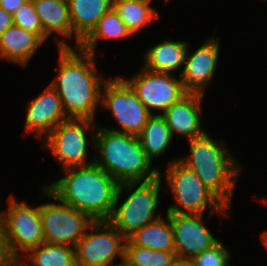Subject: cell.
<instances>
[{
	"mask_svg": "<svg viewBox=\"0 0 267 266\" xmlns=\"http://www.w3.org/2000/svg\"><path fill=\"white\" fill-rule=\"evenodd\" d=\"M65 176L44 185L57 199L89 215L107 221L113 211L119 183L95 163L64 169Z\"/></svg>",
	"mask_w": 267,
	"mask_h": 266,
	"instance_id": "2",
	"label": "cell"
},
{
	"mask_svg": "<svg viewBox=\"0 0 267 266\" xmlns=\"http://www.w3.org/2000/svg\"><path fill=\"white\" fill-rule=\"evenodd\" d=\"M92 124H94L93 120L67 119L59 123L44 139L45 148L47 147L55 156L63 170L94 163V161H87V149L90 142L94 146L95 135L93 134L91 141H88L85 133Z\"/></svg>",
	"mask_w": 267,
	"mask_h": 266,
	"instance_id": "10",
	"label": "cell"
},
{
	"mask_svg": "<svg viewBox=\"0 0 267 266\" xmlns=\"http://www.w3.org/2000/svg\"><path fill=\"white\" fill-rule=\"evenodd\" d=\"M59 73L50 85L57 91L67 119L93 120L106 82L96 73L95 55L59 40Z\"/></svg>",
	"mask_w": 267,
	"mask_h": 266,
	"instance_id": "1",
	"label": "cell"
},
{
	"mask_svg": "<svg viewBox=\"0 0 267 266\" xmlns=\"http://www.w3.org/2000/svg\"><path fill=\"white\" fill-rule=\"evenodd\" d=\"M219 37L207 39L194 53L187 49L180 79L187 93L204 95L205 87L212 80L218 64Z\"/></svg>",
	"mask_w": 267,
	"mask_h": 266,
	"instance_id": "14",
	"label": "cell"
},
{
	"mask_svg": "<svg viewBox=\"0 0 267 266\" xmlns=\"http://www.w3.org/2000/svg\"><path fill=\"white\" fill-rule=\"evenodd\" d=\"M44 33L51 37L58 33L65 38L73 37L67 0H31Z\"/></svg>",
	"mask_w": 267,
	"mask_h": 266,
	"instance_id": "20",
	"label": "cell"
},
{
	"mask_svg": "<svg viewBox=\"0 0 267 266\" xmlns=\"http://www.w3.org/2000/svg\"><path fill=\"white\" fill-rule=\"evenodd\" d=\"M95 143L98 157L94 163L104 169L119 184L124 182H146L159 176L157 167L146 156L138 136L115 132L94 126Z\"/></svg>",
	"mask_w": 267,
	"mask_h": 266,
	"instance_id": "3",
	"label": "cell"
},
{
	"mask_svg": "<svg viewBox=\"0 0 267 266\" xmlns=\"http://www.w3.org/2000/svg\"><path fill=\"white\" fill-rule=\"evenodd\" d=\"M77 243V266H117L124 262L126 238L108 221H94ZM124 242V243H123ZM117 255L122 259L115 263Z\"/></svg>",
	"mask_w": 267,
	"mask_h": 266,
	"instance_id": "11",
	"label": "cell"
},
{
	"mask_svg": "<svg viewBox=\"0 0 267 266\" xmlns=\"http://www.w3.org/2000/svg\"><path fill=\"white\" fill-rule=\"evenodd\" d=\"M221 142L218 143L206 132L189 140L190 154L178 160L192 170L208 189L231 208L241 165L232 153H228L224 141Z\"/></svg>",
	"mask_w": 267,
	"mask_h": 266,
	"instance_id": "4",
	"label": "cell"
},
{
	"mask_svg": "<svg viewBox=\"0 0 267 266\" xmlns=\"http://www.w3.org/2000/svg\"><path fill=\"white\" fill-rule=\"evenodd\" d=\"M7 205L2 220L7 247L11 256L19 261L23 254L44 243L40 205L32 207L26 202L17 201L12 194Z\"/></svg>",
	"mask_w": 267,
	"mask_h": 266,
	"instance_id": "8",
	"label": "cell"
},
{
	"mask_svg": "<svg viewBox=\"0 0 267 266\" xmlns=\"http://www.w3.org/2000/svg\"><path fill=\"white\" fill-rule=\"evenodd\" d=\"M14 25L13 14L0 8V36L8 28Z\"/></svg>",
	"mask_w": 267,
	"mask_h": 266,
	"instance_id": "31",
	"label": "cell"
},
{
	"mask_svg": "<svg viewBox=\"0 0 267 266\" xmlns=\"http://www.w3.org/2000/svg\"><path fill=\"white\" fill-rule=\"evenodd\" d=\"M16 260L11 256L7 247L5 228L0 222V266H11Z\"/></svg>",
	"mask_w": 267,
	"mask_h": 266,
	"instance_id": "29",
	"label": "cell"
},
{
	"mask_svg": "<svg viewBox=\"0 0 267 266\" xmlns=\"http://www.w3.org/2000/svg\"><path fill=\"white\" fill-rule=\"evenodd\" d=\"M117 266H127V265L125 263H121V264H119Z\"/></svg>",
	"mask_w": 267,
	"mask_h": 266,
	"instance_id": "36",
	"label": "cell"
},
{
	"mask_svg": "<svg viewBox=\"0 0 267 266\" xmlns=\"http://www.w3.org/2000/svg\"><path fill=\"white\" fill-rule=\"evenodd\" d=\"M138 1L152 2V0H138Z\"/></svg>",
	"mask_w": 267,
	"mask_h": 266,
	"instance_id": "37",
	"label": "cell"
},
{
	"mask_svg": "<svg viewBox=\"0 0 267 266\" xmlns=\"http://www.w3.org/2000/svg\"><path fill=\"white\" fill-rule=\"evenodd\" d=\"M261 240L265 248L267 249V231L261 234Z\"/></svg>",
	"mask_w": 267,
	"mask_h": 266,
	"instance_id": "33",
	"label": "cell"
},
{
	"mask_svg": "<svg viewBox=\"0 0 267 266\" xmlns=\"http://www.w3.org/2000/svg\"><path fill=\"white\" fill-rule=\"evenodd\" d=\"M31 263L20 259L22 266H77L76 250L72 246L44 242L29 250L23 257ZM24 261V262H23Z\"/></svg>",
	"mask_w": 267,
	"mask_h": 266,
	"instance_id": "23",
	"label": "cell"
},
{
	"mask_svg": "<svg viewBox=\"0 0 267 266\" xmlns=\"http://www.w3.org/2000/svg\"><path fill=\"white\" fill-rule=\"evenodd\" d=\"M101 90V105L111 110L120 129L106 128L111 131L138 136L152 115L131 86L123 79L116 77L107 80ZM104 93V94H103Z\"/></svg>",
	"mask_w": 267,
	"mask_h": 266,
	"instance_id": "9",
	"label": "cell"
},
{
	"mask_svg": "<svg viewBox=\"0 0 267 266\" xmlns=\"http://www.w3.org/2000/svg\"><path fill=\"white\" fill-rule=\"evenodd\" d=\"M11 266H22L19 261H15Z\"/></svg>",
	"mask_w": 267,
	"mask_h": 266,
	"instance_id": "34",
	"label": "cell"
},
{
	"mask_svg": "<svg viewBox=\"0 0 267 266\" xmlns=\"http://www.w3.org/2000/svg\"><path fill=\"white\" fill-rule=\"evenodd\" d=\"M127 240L142 248L175 252L173 230L167 214L165 219L161 217L135 231Z\"/></svg>",
	"mask_w": 267,
	"mask_h": 266,
	"instance_id": "21",
	"label": "cell"
},
{
	"mask_svg": "<svg viewBox=\"0 0 267 266\" xmlns=\"http://www.w3.org/2000/svg\"><path fill=\"white\" fill-rule=\"evenodd\" d=\"M151 2L138 0H113V8L125 23L132 35L158 18L156 9L151 7Z\"/></svg>",
	"mask_w": 267,
	"mask_h": 266,
	"instance_id": "25",
	"label": "cell"
},
{
	"mask_svg": "<svg viewBox=\"0 0 267 266\" xmlns=\"http://www.w3.org/2000/svg\"><path fill=\"white\" fill-rule=\"evenodd\" d=\"M172 138L171 131L160 112L149 117L147 124L138 135L141 147L151 161L165 153Z\"/></svg>",
	"mask_w": 267,
	"mask_h": 266,
	"instance_id": "22",
	"label": "cell"
},
{
	"mask_svg": "<svg viewBox=\"0 0 267 266\" xmlns=\"http://www.w3.org/2000/svg\"><path fill=\"white\" fill-rule=\"evenodd\" d=\"M171 266H194L191 259L178 258L172 262Z\"/></svg>",
	"mask_w": 267,
	"mask_h": 266,
	"instance_id": "32",
	"label": "cell"
},
{
	"mask_svg": "<svg viewBox=\"0 0 267 266\" xmlns=\"http://www.w3.org/2000/svg\"><path fill=\"white\" fill-rule=\"evenodd\" d=\"M3 212L4 211H0V222L3 220Z\"/></svg>",
	"mask_w": 267,
	"mask_h": 266,
	"instance_id": "35",
	"label": "cell"
},
{
	"mask_svg": "<svg viewBox=\"0 0 267 266\" xmlns=\"http://www.w3.org/2000/svg\"><path fill=\"white\" fill-rule=\"evenodd\" d=\"M76 40L75 47L92 31L99 19L113 7V0H67Z\"/></svg>",
	"mask_w": 267,
	"mask_h": 266,
	"instance_id": "18",
	"label": "cell"
},
{
	"mask_svg": "<svg viewBox=\"0 0 267 266\" xmlns=\"http://www.w3.org/2000/svg\"><path fill=\"white\" fill-rule=\"evenodd\" d=\"M187 49L186 41L164 40L148 49L142 67L153 72L172 73L184 65Z\"/></svg>",
	"mask_w": 267,
	"mask_h": 266,
	"instance_id": "19",
	"label": "cell"
},
{
	"mask_svg": "<svg viewBox=\"0 0 267 266\" xmlns=\"http://www.w3.org/2000/svg\"><path fill=\"white\" fill-rule=\"evenodd\" d=\"M28 0H0V8L6 12L14 14Z\"/></svg>",
	"mask_w": 267,
	"mask_h": 266,
	"instance_id": "30",
	"label": "cell"
},
{
	"mask_svg": "<svg viewBox=\"0 0 267 266\" xmlns=\"http://www.w3.org/2000/svg\"><path fill=\"white\" fill-rule=\"evenodd\" d=\"M123 79L151 114V109L162 110L163 114L167 108L187 94L180 77L176 78L171 73L153 72L142 67L139 74L128 80Z\"/></svg>",
	"mask_w": 267,
	"mask_h": 266,
	"instance_id": "12",
	"label": "cell"
},
{
	"mask_svg": "<svg viewBox=\"0 0 267 266\" xmlns=\"http://www.w3.org/2000/svg\"><path fill=\"white\" fill-rule=\"evenodd\" d=\"M67 117L62 108L57 91L49 85L31 102H29L25 120V132L37 134L45 139L53 129ZM46 134H43L45 133ZM46 135V136H45Z\"/></svg>",
	"mask_w": 267,
	"mask_h": 266,
	"instance_id": "15",
	"label": "cell"
},
{
	"mask_svg": "<svg viewBox=\"0 0 267 266\" xmlns=\"http://www.w3.org/2000/svg\"><path fill=\"white\" fill-rule=\"evenodd\" d=\"M161 176L162 173L159 171V176L151 181L119 184L115 205L107 221L126 239L135 231L161 218L160 215H156L162 187ZM124 189L129 192V195L118 206Z\"/></svg>",
	"mask_w": 267,
	"mask_h": 266,
	"instance_id": "5",
	"label": "cell"
},
{
	"mask_svg": "<svg viewBox=\"0 0 267 266\" xmlns=\"http://www.w3.org/2000/svg\"><path fill=\"white\" fill-rule=\"evenodd\" d=\"M175 259V252L142 248L126 239L123 263L127 266H171Z\"/></svg>",
	"mask_w": 267,
	"mask_h": 266,
	"instance_id": "26",
	"label": "cell"
},
{
	"mask_svg": "<svg viewBox=\"0 0 267 266\" xmlns=\"http://www.w3.org/2000/svg\"><path fill=\"white\" fill-rule=\"evenodd\" d=\"M42 189L43 196L58 201L40 205L44 242L75 248L87 230H90L94 220L84 212L61 202L44 185Z\"/></svg>",
	"mask_w": 267,
	"mask_h": 266,
	"instance_id": "7",
	"label": "cell"
},
{
	"mask_svg": "<svg viewBox=\"0 0 267 266\" xmlns=\"http://www.w3.org/2000/svg\"><path fill=\"white\" fill-rule=\"evenodd\" d=\"M13 19L14 25L37 34L44 42L48 39L31 0H28L16 10L13 14Z\"/></svg>",
	"mask_w": 267,
	"mask_h": 266,
	"instance_id": "27",
	"label": "cell"
},
{
	"mask_svg": "<svg viewBox=\"0 0 267 266\" xmlns=\"http://www.w3.org/2000/svg\"><path fill=\"white\" fill-rule=\"evenodd\" d=\"M203 98V94L187 93L162 114L173 137L175 133L192 140L206 133L200 121Z\"/></svg>",
	"mask_w": 267,
	"mask_h": 266,
	"instance_id": "16",
	"label": "cell"
},
{
	"mask_svg": "<svg viewBox=\"0 0 267 266\" xmlns=\"http://www.w3.org/2000/svg\"><path fill=\"white\" fill-rule=\"evenodd\" d=\"M43 43L37 34L12 25L0 36V58L26 67Z\"/></svg>",
	"mask_w": 267,
	"mask_h": 266,
	"instance_id": "17",
	"label": "cell"
},
{
	"mask_svg": "<svg viewBox=\"0 0 267 266\" xmlns=\"http://www.w3.org/2000/svg\"><path fill=\"white\" fill-rule=\"evenodd\" d=\"M133 36L112 7L98 21L92 31L81 41L79 48L95 55L98 39H121Z\"/></svg>",
	"mask_w": 267,
	"mask_h": 266,
	"instance_id": "24",
	"label": "cell"
},
{
	"mask_svg": "<svg viewBox=\"0 0 267 266\" xmlns=\"http://www.w3.org/2000/svg\"><path fill=\"white\" fill-rule=\"evenodd\" d=\"M165 214L173 230L176 257L192 259L218 242L206 227L203 214Z\"/></svg>",
	"mask_w": 267,
	"mask_h": 266,
	"instance_id": "13",
	"label": "cell"
},
{
	"mask_svg": "<svg viewBox=\"0 0 267 266\" xmlns=\"http://www.w3.org/2000/svg\"><path fill=\"white\" fill-rule=\"evenodd\" d=\"M166 181L176 204L168 206L165 213L204 214L206 207L211 213L228 217L231 209L227 207L197 175L179 160L168 162Z\"/></svg>",
	"mask_w": 267,
	"mask_h": 266,
	"instance_id": "6",
	"label": "cell"
},
{
	"mask_svg": "<svg viewBox=\"0 0 267 266\" xmlns=\"http://www.w3.org/2000/svg\"><path fill=\"white\" fill-rule=\"evenodd\" d=\"M231 253L219 240L214 246L194 256L191 261L194 266H230Z\"/></svg>",
	"mask_w": 267,
	"mask_h": 266,
	"instance_id": "28",
	"label": "cell"
}]
</instances>
